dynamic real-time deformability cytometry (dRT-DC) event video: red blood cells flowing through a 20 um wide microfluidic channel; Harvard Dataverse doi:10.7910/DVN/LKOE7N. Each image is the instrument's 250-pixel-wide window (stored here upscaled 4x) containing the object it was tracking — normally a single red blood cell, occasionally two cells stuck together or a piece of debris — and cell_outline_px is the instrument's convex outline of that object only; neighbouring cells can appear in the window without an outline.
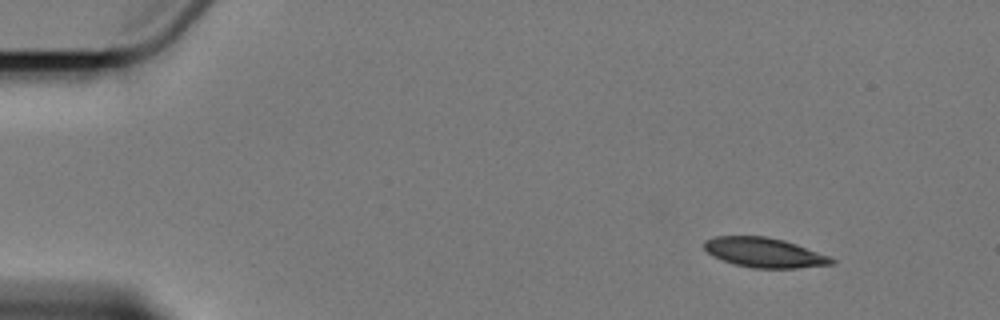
{"species": "Egyptian fruit bat (a non-hibernating species)", "species_latin": "Rousettus aegyptiacus", "temperature_condition": "cold", "stored_images_in_passage": 4, "camera_frame_rate_fps": 3000, "um_per_image_px": 0.085, "animal": {"sex": "female"}, "frame": {"image": 1, "passage_image": 1, "time_ms": 0.0, "image_size_px": [1000, 320], "cell_outline_px": [[836, 260], [832, 264], [796, 268], [752, 268], [736, 264], [712, 256], [704, 248], [704, 240], [716, 236], [768, 236], [784, 240], [832, 256]], "centroid_in_image_um": [64.99, 21.46], "position_along_channel_um": 20.0, "area_um2": 22.08}}
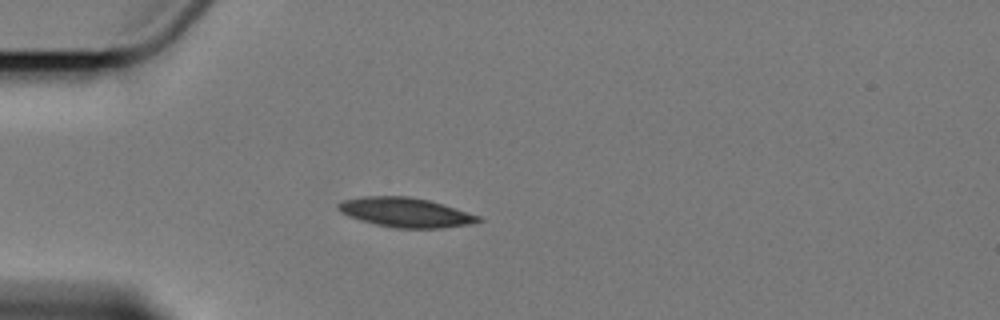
{"frame": {"image": 2, "passage_image": 4, "time_ms": 3.333, "image_size_px": [1000, 320], "cell_outline_px": [[484, 220], [472, 224], [444, 228], [396, 228], [376, 224], [360, 220], [348, 216], [340, 212], [336, 208], [336, 204], [344, 200], [364, 196], [408, 196], [428, 200], [444, 204], [480, 216]], "centroid_in_image_um": [34.48, 18.06], "position_along_channel_um": 50.5, "area_um2": 24.22}}